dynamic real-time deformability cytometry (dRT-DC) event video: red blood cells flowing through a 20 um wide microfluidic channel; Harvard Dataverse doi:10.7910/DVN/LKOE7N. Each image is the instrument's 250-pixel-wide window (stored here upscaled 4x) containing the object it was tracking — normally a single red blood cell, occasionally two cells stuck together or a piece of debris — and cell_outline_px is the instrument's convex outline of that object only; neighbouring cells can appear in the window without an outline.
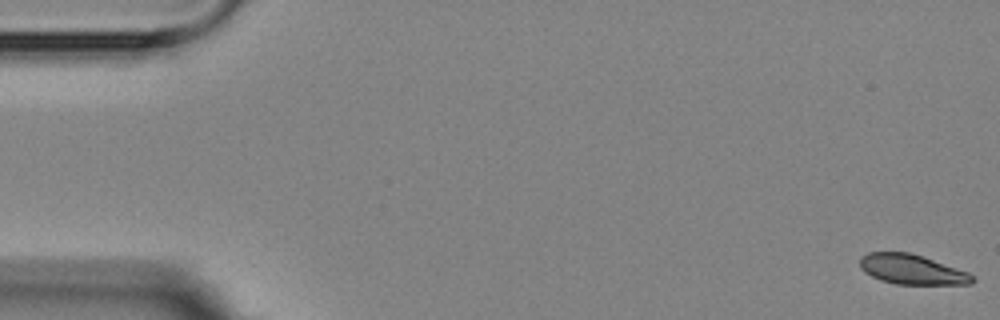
{"species": "Egyptian fruit bat (a non-hibernating species)", "species_latin": "Rousettus aegyptiacus", "temperature_condition": "room temperature", "stored_images_in_passage": 10, "camera_frame_rate_fps": 3000, "um_per_image_px": 0.085, "animal": {"sex": "female"}, "frame": {"image": 1, "passage_image": 1, "time_ms": 0.0, "image_size_px": [1000, 320], "cell_outline_px": [[976, 280], [972, 284], [896, 284], [880, 280], [864, 272], [860, 268], [860, 256], [868, 252], [908, 252], [968, 272]], "centroid_in_image_um": [77.47, 22.91], "position_along_channel_um": 7.5, "area_um2": 19.36}}
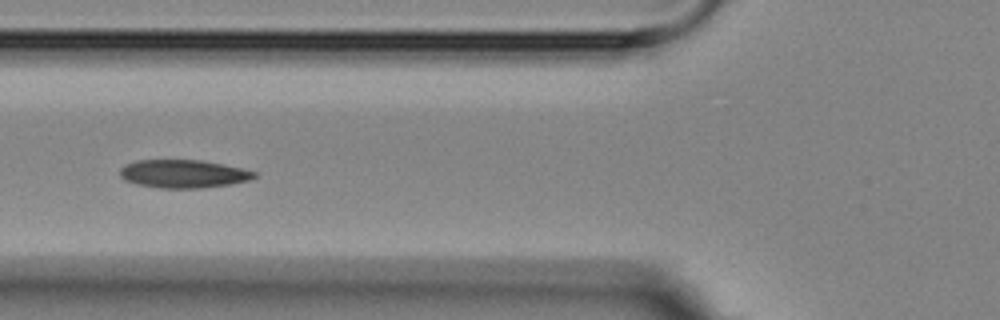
{"frame": {"image": 2, "passage_image": 6, "time_ms": 6.667, "image_size_px": [1000, 320], "cell_outline_px": [[256, 176], [248, 180], [228, 184], [200, 188], [160, 188], [136, 184], [124, 180], [120, 176], [120, 168], [124, 164], [136, 160], [200, 160], [240, 168], [256, 172]], "centroid_in_image_um": [15.51, 14.77], "position_along_channel_um": 110.3, "area_um2": 21.85}}
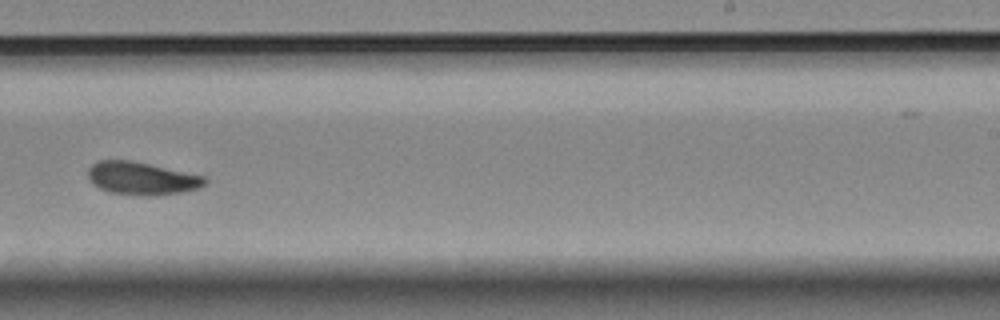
{"frame": {"image": 3, "passage_image": 10, "time_ms": 11.333, "image_size_px": [1000, 320], "cell_outline_px": [[208, 180], [200, 188], [180, 192], [152, 196], [148, 196], [112, 192], [100, 188], [92, 184], [88, 180], [88, 168], [96, 160], [132, 160], [204, 176]], "centroid_in_image_um": [12.02, 15.15], "position_along_channel_um": 277.0, "area_um2": 22.31}}